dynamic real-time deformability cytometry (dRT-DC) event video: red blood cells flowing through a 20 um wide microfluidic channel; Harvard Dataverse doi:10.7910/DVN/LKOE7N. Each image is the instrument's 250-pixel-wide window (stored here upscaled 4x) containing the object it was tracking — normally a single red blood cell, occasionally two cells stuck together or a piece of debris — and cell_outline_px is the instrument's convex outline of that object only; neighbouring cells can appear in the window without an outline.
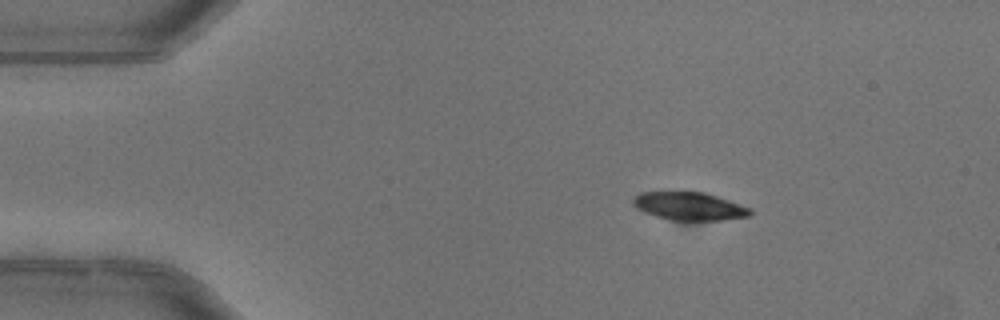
{"species": "common noctule bat (a hibernating species)", "species_latin": "Nyctalus noctula", "temperature_condition": "warm", "stored_images_in_passage": 3, "camera_frame_rate_fps": 3000, "um_per_image_px": 0.085, "animal": {"sex": "female"}, "frame": {"image": 1, "passage_image": 1, "time_ms": 0.0, "image_size_px": [1000, 320], "cell_outline_px": [[752, 216], [720, 220], [672, 220], [656, 216], [644, 212], [636, 208], [632, 204], [632, 200], [640, 192], [664, 188], [704, 192], [752, 208]], "centroid_in_image_um": [58.52, 17.47], "position_along_channel_um": 26.5, "area_um2": 20.0}}
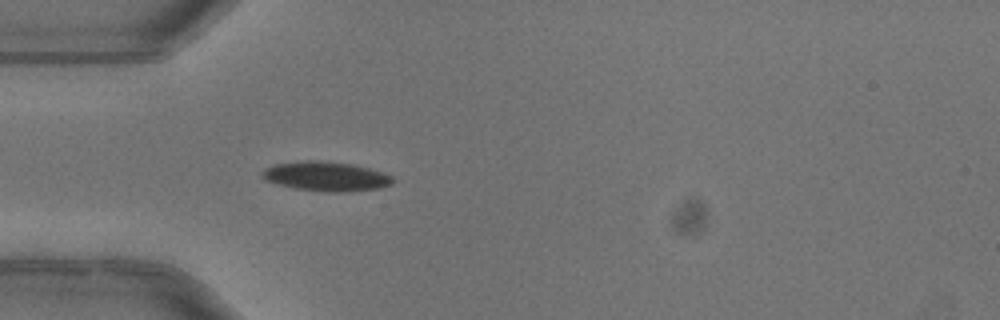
{"frame": {"image": 2, "passage_image": 3, "time_ms": 0.667, "image_size_px": [1000, 320], "cell_outline_px": [[392, 184], [380, 188], [344, 192], [328, 192], [296, 188], [264, 180], [260, 176], [260, 172], [264, 168], [272, 164], [304, 160], [320, 160], [352, 164], [368, 168], [392, 176]], "centroid_in_image_um": [27.65, 14.98], "position_along_channel_um": 57.4, "area_um2": 22.43}}